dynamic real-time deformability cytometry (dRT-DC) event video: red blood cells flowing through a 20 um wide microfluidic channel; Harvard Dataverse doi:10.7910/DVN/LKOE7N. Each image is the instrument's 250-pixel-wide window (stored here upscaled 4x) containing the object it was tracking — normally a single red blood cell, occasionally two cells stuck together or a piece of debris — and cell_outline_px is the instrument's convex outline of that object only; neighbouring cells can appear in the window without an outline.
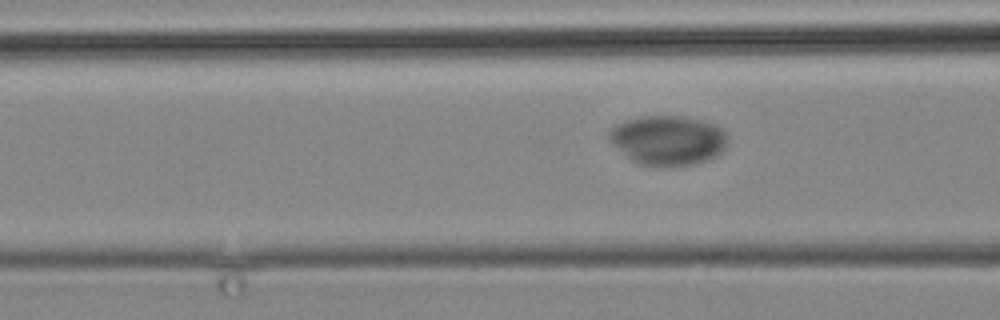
{"species": "common noctule bat (a hibernating species)", "species_latin": "Nyctalus noctula", "temperature_condition": "cold", "stored_images_in_passage": 8, "camera_frame_rate_fps": 3000, "um_per_image_px": 0.085, "animal": {"sex": "male", "body_mass_g": 19.2, "forearm_length_mm": 51.8}, "frame": {"image": 1, "passage_image": 7, "time_ms": 7.667, "image_size_px": [1000, 320], "cell_outline_px": [[728, 136], [724, 148], [716, 156], [708, 160], [692, 164], [664, 168], [660, 168], [636, 164], [612, 144], [608, 140], [608, 132], [616, 124], [628, 120], [644, 116], [680, 116], [700, 120], [716, 124], [724, 128]], "centroid_in_image_um": [56.77, 11.95], "position_along_channel_um": 109.8, "area_um2": 34.74}}